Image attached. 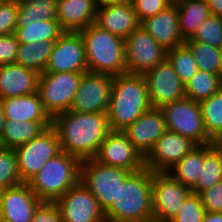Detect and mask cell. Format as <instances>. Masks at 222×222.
<instances>
[{
  "instance_id": "bcb514c9",
  "label": "cell",
  "mask_w": 222,
  "mask_h": 222,
  "mask_svg": "<svg viewBox=\"0 0 222 222\" xmlns=\"http://www.w3.org/2000/svg\"><path fill=\"white\" fill-rule=\"evenodd\" d=\"M4 124H5V116H4V113L0 104V138L3 132Z\"/></svg>"
},
{
  "instance_id": "ffe728a7",
  "label": "cell",
  "mask_w": 222,
  "mask_h": 222,
  "mask_svg": "<svg viewBox=\"0 0 222 222\" xmlns=\"http://www.w3.org/2000/svg\"><path fill=\"white\" fill-rule=\"evenodd\" d=\"M94 24L124 40L140 26L132 3H98Z\"/></svg>"
},
{
  "instance_id": "7c38bea8",
  "label": "cell",
  "mask_w": 222,
  "mask_h": 222,
  "mask_svg": "<svg viewBox=\"0 0 222 222\" xmlns=\"http://www.w3.org/2000/svg\"><path fill=\"white\" fill-rule=\"evenodd\" d=\"M113 76L86 72L82 74L70 111L107 113Z\"/></svg>"
},
{
  "instance_id": "30bf717a",
  "label": "cell",
  "mask_w": 222,
  "mask_h": 222,
  "mask_svg": "<svg viewBox=\"0 0 222 222\" xmlns=\"http://www.w3.org/2000/svg\"><path fill=\"white\" fill-rule=\"evenodd\" d=\"M167 51L139 26L125 39V73L143 75L165 61Z\"/></svg>"
},
{
  "instance_id": "836d02e7",
  "label": "cell",
  "mask_w": 222,
  "mask_h": 222,
  "mask_svg": "<svg viewBox=\"0 0 222 222\" xmlns=\"http://www.w3.org/2000/svg\"><path fill=\"white\" fill-rule=\"evenodd\" d=\"M199 104L205 129L208 135L216 141L222 135V87Z\"/></svg>"
},
{
  "instance_id": "ac0fdd59",
  "label": "cell",
  "mask_w": 222,
  "mask_h": 222,
  "mask_svg": "<svg viewBox=\"0 0 222 222\" xmlns=\"http://www.w3.org/2000/svg\"><path fill=\"white\" fill-rule=\"evenodd\" d=\"M42 202L28 183L22 182L3 190L0 214L4 222H31Z\"/></svg>"
},
{
  "instance_id": "6da1fadb",
  "label": "cell",
  "mask_w": 222,
  "mask_h": 222,
  "mask_svg": "<svg viewBox=\"0 0 222 222\" xmlns=\"http://www.w3.org/2000/svg\"><path fill=\"white\" fill-rule=\"evenodd\" d=\"M61 150L81 161L96 156L102 142L111 132L107 113L66 111L52 118Z\"/></svg>"
},
{
  "instance_id": "2e32d148",
  "label": "cell",
  "mask_w": 222,
  "mask_h": 222,
  "mask_svg": "<svg viewBox=\"0 0 222 222\" xmlns=\"http://www.w3.org/2000/svg\"><path fill=\"white\" fill-rule=\"evenodd\" d=\"M63 222H106L104 211L91 192L78 182L58 198Z\"/></svg>"
},
{
  "instance_id": "7402d4cb",
  "label": "cell",
  "mask_w": 222,
  "mask_h": 222,
  "mask_svg": "<svg viewBox=\"0 0 222 222\" xmlns=\"http://www.w3.org/2000/svg\"><path fill=\"white\" fill-rule=\"evenodd\" d=\"M39 75L17 64L0 65V99L36 93Z\"/></svg>"
},
{
  "instance_id": "4fadbf2b",
  "label": "cell",
  "mask_w": 222,
  "mask_h": 222,
  "mask_svg": "<svg viewBox=\"0 0 222 222\" xmlns=\"http://www.w3.org/2000/svg\"><path fill=\"white\" fill-rule=\"evenodd\" d=\"M44 72H88L85 46L80 32L65 31L56 40Z\"/></svg>"
},
{
  "instance_id": "4316f807",
  "label": "cell",
  "mask_w": 222,
  "mask_h": 222,
  "mask_svg": "<svg viewBox=\"0 0 222 222\" xmlns=\"http://www.w3.org/2000/svg\"><path fill=\"white\" fill-rule=\"evenodd\" d=\"M214 145L215 143H209L196 146L191 152L171 167L168 173L177 181L181 182L189 189H192L199 179L203 166V157Z\"/></svg>"
},
{
  "instance_id": "9c48e42d",
  "label": "cell",
  "mask_w": 222,
  "mask_h": 222,
  "mask_svg": "<svg viewBox=\"0 0 222 222\" xmlns=\"http://www.w3.org/2000/svg\"><path fill=\"white\" fill-rule=\"evenodd\" d=\"M21 182L27 183L44 164L59 154L61 145L56 130L51 126L40 136L14 148Z\"/></svg>"
},
{
  "instance_id": "5bb4252c",
  "label": "cell",
  "mask_w": 222,
  "mask_h": 222,
  "mask_svg": "<svg viewBox=\"0 0 222 222\" xmlns=\"http://www.w3.org/2000/svg\"><path fill=\"white\" fill-rule=\"evenodd\" d=\"M94 159L101 164L120 167L130 172L145 168V157L122 131H111L102 142Z\"/></svg>"
},
{
  "instance_id": "c3c4849f",
  "label": "cell",
  "mask_w": 222,
  "mask_h": 222,
  "mask_svg": "<svg viewBox=\"0 0 222 222\" xmlns=\"http://www.w3.org/2000/svg\"><path fill=\"white\" fill-rule=\"evenodd\" d=\"M215 145L222 151V135L215 141Z\"/></svg>"
},
{
  "instance_id": "603a6c76",
  "label": "cell",
  "mask_w": 222,
  "mask_h": 222,
  "mask_svg": "<svg viewBox=\"0 0 222 222\" xmlns=\"http://www.w3.org/2000/svg\"><path fill=\"white\" fill-rule=\"evenodd\" d=\"M97 6V0H57V21L64 31L79 32L95 22Z\"/></svg>"
},
{
  "instance_id": "d6986e66",
  "label": "cell",
  "mask_w": 222,
  "mask_h": 222,
  "mask_svg": "<svg viewBox=\"0 0 222 222\" xmlns=\"http://www.w3.org/2000/svg\"><path fill=\"white\" fill-rule=\"evenodd\" d=\"M166 131V123L160 108L151 107L123 129L122 133L145 157Z\"/></svg>"
},
{
  "instance_id": "277c9868",
  "label": "cell",
  "mask_w": 222,
  "mask_h": 222,
  "mask_svg": "<svg viewBox=\"0 0 222 222\" xmlns=\"http://www.w3.org/2000/svg\"><path fill=\"white\" fill-rule=\"evenodd\" d=\"M80 35L85 46L88 72L111 76L125 74V40L90 24Z\"/></svg>"
},
{
  "instance_id": "d590c367",
  "label": "cell",
  "mask_w": 222,
  "mask_h": 222,
  "mask_svg": "<svg viewBox=\"0 0 222 222\" xmlns=\"http://www.w3.org/2000/svg\"><path fill=\"white\" fill-rule=\"evenodd\" d=\"M20 183L14 148L0 146V187L6 189Z\"/></svg>"
},
{
  "instance_id": "7dc6e473",
  "label": "cell",
  "mask_w": 222,
  "mask_h": 222,
  "mask_svg": "<svg viewBox=\"0 0 222 222\" xmlns=\"http://www.w3.org/2000/svg\"><path fill=\"white\" fill-rule=\"evenodd\" d=\"M98 3H131L132 0H97Z\"/></svg>"
},
{
  "instance_id": "e0dca14e",
  "label": "cell",
  "mask_w": 222,
  "mask_h": 222,
  "mask_svg": "<svg viewBox=\"0 0 222 222\" xmlns=\"http://www.w3.org/2000/svg\"><path fill=\"white\" fill-rule=\"evenodd\" d=\"M196 146L191 139L167 130L145 156V167L152 172H168Z\"/></svg>"
},
{
  "instance_id": "f546056e",
  "label": "cell",
  "mask_w": 222,
  "mask_h": 222,
  "mask_svg": "<svg viewBox=\"0 0 222 222\" xmlns=\"http://www.w3.org/2000/svg\"><path fill=\"white\" fill-rule=\"evenodd\" d=\"M222 180V151L214 145L203 157V166L195 186L191 189L193 194L211 188Z\"/></svg>"
},
{
  "instance_id": "9a60e30c",
  "label": "cell",
  "mask_w": 222,
  "mask_h": 222,
  "mask_svg": "<svg viewBox=\"0 0 222 222\" xmlns=\"http://www.w3.org/2000/svg\"><path fill=\"white\" fill-rule=\"evenodd\" d=\"M152 107L160 108L185 97V85L166 59L143 74Z\"/></svg>"
},
{
  "instance_id": "d4e9b609",
  "label": "cell",
  "mask_w": 222,
  "mask_h": 222,
  "mask_svg": "<svg viewBox=\"0 0 222 222\" xmlns=\"http://www.w3.org/2000/svg\"><path fill=\"white\" fill-rule=\"evenodd\" d=\"M52 126V121L5 120L0 146L15 148L40 136Z\"/></svg>"
},
{
  "instance_id": "8d00e7d4",
  "label": "cell",
  "mask_w": 222,
  "mask_h": 222,
  "mask_svg": "<svg viewBox=\"0 0 222 222\" xmlns=\"http://www.w3.org/2000/svg\"><path fill=\"white\" fill-rule=\"evenodd\" d=\"M186 41H197L217 48L222 47V18L211 15L195 33V35Z\"/></svg>"
},
{
  "instance_id": "8992f818",
  "label": "cell",
  "mask_w": 222,
  "mask_h": 222,
  "mask_svg": "<svg viewBox=\"0 0 222 222\" xmlns=\"http://www.w3.org/2000/svg\"><path fill=\"white\" fill-rule=\"evenodd\" d=\"M132 172L114 166L101 164L94 158L81 161V182L95 197L100 208L105 212L117 199L120 186Z\"/></svg>"
},
{
  "instance_id": "f6af8a7d",
  "label": "cell",
  "mask_w": 222,
  "mask_h": 222,
  "mask_svg": "<svg viewBox=\"0 0 222 222\" xmlns=\"http://www.w3.org/2000/svg\"><path fill=\"white\" fill-rule=\"evenodd\" d=\"M202 222H222V213L206 212Z\"/></svg>"
},
{
  "instance_id": "b9f144b4",
  "label": "cell",
  "mask_w": 222,
  "mask_h": 222,
  "mask_svg": "<svg viewBox=\"0 0 222 222\" xmlns=\"http://www.w3.org/2000/svg\"><path fill=\"white\" fill-rule=\"evenodd\" d=\"M19 44L14 33L0 36V65L15 64Z\"/></svg>"
},
{
  "instance_id": "3957f363",
  "label": "cell",
  "mask_w": 222,
  "mask_h": 222,
  "mask_svg": "<svg viewBox=\"0 0 222 222\" xmlns=\"http://www.w3.org/2000/svg\"><path fill=\"white\" fill-rule=\"evenodd\" d=\"M143 75L113 76L107 118L111 131H122L151 108Z\"/></svg>"
},
{
  "instance_id": "5b68a950",
  "label": "cell",
  "mask_w": 222,
  "mask_h": 222,
  "mask_svg": "<svg viewBox=\"0 0 222 222\" xmlns=\"http://www.w3.org/2000/svg\"><path fill=\"white\" fill-rule=\"evenodd\" d=\"M80 165L78 157L61 151L27 183L41 201L55 202L79 182Z\"/></svg>"
},
{
  "instance_id": "cb8c5ba5",
  "label": "cell",
  "mask_w": 222,
  "mask_h": 222,
  "mask_svg": "<svg viewBox=\"0 0 222 222\" xmlns=\"http://www.w3.org/2000/svg\"><path fill=\"white\" fill-rule=\"evenodd\" d=\"M5 120L14 121H52L44 110L38 93L0 99Z\"/></svg>"
},
{
  "instance_id": "60d3db41",
  "label": "cell",
  "mask_w": 222,
  "mask_h": 222,
  "mask_svg": "<svg viewBox=\"0 0 222 222\" xmlns=\"http://www.w3.org/2000/svg\"><path fill=\"white\" fill-rule=\"evenodd\" d=\"M206 212L222 213V180L199 194Z\"/></svg>"
},
{
  "instance_id": "e575fe53",
  "label": "cell",
  "mask_w": 222,
  "mask_h": 222,
  "mask_svg": "<svg viewBox=\"0 0 222 222\" xmlns=\"http://www.w3.org/2000/svg\"><path fill=\"white\" fill-rule=\"evenodd\" d=\"M167 60L184 85H186L199 70L192 52L185 44L168 50Z\"/></svg>"
},
{
  "instance_id": "74e56055",
  "label": "cell",
  "mask_w": 222,
  "mask_h": 222,
  "mask_svg": "<svg viewBox=\"0 0 222 222\" xmlns=\"http://www.w3.org/2000/svg\"><path fill=\"white\" fill-rule=\"evenodd\" d=\"M206 213L198 194L191 193L170 222H202Z\"/></svg>"
},
{
  "instance_id": "d6a6232c",
  "label": "cell",
  "mask_w": 222,
  "mask_h": 222,
  "mask_svg": "<svg viewBox=\"0 0 222 222\" xmlns=\"http://www.w3.org/2000/svg\"><path fill=\"white\" fill-rule=\"evenodd\" d=\"M184 44L192 52L199 70L222 75L221 49L197 41H185Z\"/></svg>"
},
{
  "instance_id": "83f0119b",
  "label": "cell",
  "mask_w": 222,
  "mask_h": 222,
  "mask_svg": "<svg viewBox=\"0 0 222 222\" xmlns=\"http://www.w3.org/2000/svg\"><path fill=\"white\" fill-rule=\"evenodd\" d=\"M56 41L19 44L15 64L44 73Z\"/></svg>"
},
{
  "instance_id": "8fae6325",
  "label": "cell",
  "mask_w": 222,
  "mask_h": 222,
  "mask_svg": "<svg viewBox=\"0 0 222 222\" xmlns=\"http://www.w3.org/2000/svg\"><path fill=\"white\" fill-rule=\"evenodd\" d=\"M191 193L168 172H152L153 220L170 222Z\"/></svg>"
},
{
  "instance_id": "ab89813d",
  "label": "cell",
  "mask_w": 222,
  "mask_h": 222,
  "mask_svg": "<svg viewBox=\"0 0 222 222\" xmlns=\"http://www.w3.org/2000/svg\"><path fill=\"white\" fill-rule=\"evenodd\" d=\"M131 3L140 23L171 5L168 0H132Z\"/></svg>"
},
{
  "instance_id": "52a82bcc",
  "label": "cell",
  "mask_w": 222,
  "mask_h": 222,
  "mask_svg": "<svg viewBox=\"0 0 222 222\" xmlns=\"http://www.w3.org/2000/svg\"><path fill=\"white\" fill-rule=\"evenodd\" d=\"M160 110L168 131L179 133L197 145L215 143L205 129L199 103L184 97L162 105Z\"/></svg>"
},
{
  "instance_id": "f1b7e54d",
  "label": "cell",
  "mask_w": 222,
  "mask_h": 222,
  "mask_svg": "<svg viewBox=\"0 0 222 222\" xmlns=\"http://www.w3.org/2000/svg\"><path fill=\"white\" fill-rule=\"evenodd\" d=\"M64 32L57 20H39L27 26H17L14 34L20 44H29L56 41Z\"/></svg>"
},
{
  "instance_id": "7bdbcfd3",
  "label": "cell",
  "mask_w": 222,
  "mask_h": 222,
  "mask_svg": "<svg viewBox=\"0 0 222 222\" xmlns=\"http://www.w3.org/2000/svg\"><path fill=\"white\" fill-rule=\"evenodd\" d=\"M31 222H63V219L55 202L43 201L37 207Z\"/></svg>"
},
{
  "instance_id": "44dd1931",
  "label": "cell",
  "mask_w": 222,
  "mask_h": 222,
  "mask_svg": "<svg viewBox=\"0 0 222 222\" xmlns=\"http://www.w3.org/2000/svg\"><path fill=\"white\" fill-rule=\"evenodd\" d=\"M140 26L166 50L181 46L185 42L179 28L176 4H171L165 10L146 18Z\"/></svg>"
},
{
  "instance_id": "7a4b0ae2",
  "label": "cell",
  "mask_w": 222,
  "mask_h": 222,
  "mask_svg": "<svg viewBox=\"0 0 222 222\" xmlns=\"http://www.w3.org/2000/svg\"><path fill=\"white\" fill-rule=\"evenodd\" d=\"M104 216L106 222L153 221L152 171L145 167L132 172Z\"/></svg>"
},
{
  "instance_id": "484cf974",
  "label": "cell",
  "mask_w": 222,
  "mask_h": 222,
  "mask_svg": "<svg viewBox=\"0 0 222 222\" xmlns=\"http://www.w3.org/2000/svg\"><path fill=\"white\" fill-rule=\"evenodd\" d=\"M176 5L180 32L186 41L212 14L205 0H180Z\"/></svg>"
},
{
  "instance_id": "f907efd6",
  "label": "cell",
  "mask_w": 222,
  "mask_h": 222,
  "mask_svg": "<svg viewBox=\"0 0 222 222\" xmlns=\"http://www.w3.org/2000/svg\"><path fill=\"white\" fill-rule=\"evenodd\" d=\"M0 1H7V2H19L20 0H0Z\"/></svg>"
},
{
  "instance_id": "681fc988",
  "label": "cell",
  "mask_w": 222,
  "mask_h": 222,
  "mask_svg": "<svg viewBox=\"0 0 222 222\" xmlns=\"http://www.w3.org/2000/svg\"><path fill=\"white\" fill-rule=\"evenodd\" d=\"M171 4H177L180 0H168Z\"/></svg>"
},
{
  "instance_id": "ba28073f",
  "label": "cell",
  "mask_w": 222,
  "mask_h": 222,
  "mask_svg": "<svg viewBox=\"0 0 222 222\" xmlns=\"http://www.w3.org/2000/svg\"><path fill=\"white\" fill-rule=\"evenodd\" d=\"M83 73H41L37 93L51 118L70 110Z\"/></svg>"
},
{
  "instance_id": "816d5d0a",
  "label": "cell",
  "mask_w": 222,
  "mask_h": 222,
  "mask_svg": "<svg viewBox=\"0 0 222 222\" xmlns=\"http://www.w3.org/2000/svg\"><path fill=\"white\" fill-rule=\"evenodd\" d=\"M3 190H4V189L0 187V200H1V196H2Z\"/></svg>"
},
{
  "instance_id": "f5cc1de1",
  "label": "cell",
  "mask_w": 222,
  "mask_h": 222,
  "mask_svg": "<svg viewBox=\"0 0 222 222\" xmlns=\"http://www.w3.org/2000/svg\"><path fill=\"white\" fill-rule=\"evenodd\" d=\"M0 222H4V220H3L2 216H1V214H0Z\"/></svg>"
},
{
  "instance_id": "f35d334b",
  "label": "cell",
  "mask_w": 222,
  "mask_h": 222,
  "mask_svg": "<svg viewBox=\"0 0 222 222\" xmlns=\"http://www.w3.org/2000/svg\"><path fill=\"white\" fill-rule=\"evenodd\" d=\"M18 23V2L0 1V36L13 34Z\"/></svg>"
},
{
  "instance_id": "1f68e13d",
  "label": "cell",
  "mask_w": 222,
  "mask_h": 222,
  "mask_svg": "<svg viewBox=\"0 0 222 222\" xmlns=\"http://www.w3.org/2000/svg\"><path fill=\"white\" fill-rule=\"evenodd\" d=\"M57 20L56 1L20 0L18 2L17 26H27L33 21Z\"/></svg>"
},
{
  "instance_id": "4dcf8cb0",
  "label": "cell",
  "mask_w": 222,
  "mask_h": 222,
  "mask_svg": "<svg viewBox=\"0 0 222 222\" xmlns=\"http://www.w3.org/2000/svg\"><path fill=\"white\" fill-rule=\"evenodd\" d=\"M221 87L222 75L198 70L185 85V97L200 103L210 98Z\"/></svg>"
},
{
  "instance_id": "ee69618b",
  "label": "cell",
  "mask_w": 222,
  "mask_h": 222,
  "mask_svg": "<svg viewBox=\"0 0 222 222\" xmlns=\"http://www.w3.org/2000/svg\"><path fill=\"white\" fill-rule=\"evenodd\" d=\"M212 15L222 18V0H205Z\"/></svg>"
}]
</instances>
